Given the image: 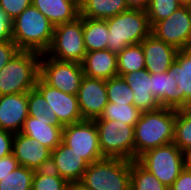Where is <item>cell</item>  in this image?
Segmentation results:
<instances>
[{
	"instance_id": "cell-43",
	"label": "cell",
	"mask_w": 191,
	"mask_h": 190,
	"mask_svg": "<svg viewBox=\"0 0 191 190\" xmlns=\"http://www.w3.org/2000/svg\"><path fill=\"white\" fill-rule=\"evenodd\" d=\"M181 6L191 7V0H177Z\"/></svg>"
},
{
	"instance_id": "cell-36",
	"label": "cell",
	"mask_w": 191,
	"mask_h": 190,
	"mask_svg": "<svg viewBox=\"0 0 191 190\" xmlns=\"http://www.w3.org/2000/svg\"><path fill=\"white\" fill-rule=\"evenodd\" d=\"M0 41H12V19L0 7Z\"/></svg>"
},
{
	"instance_id": "cell-34",
	"label": "cell",
	"mask_w": 191,
	"mask_h": 190,
	"mask_svg": "<svg viewBox=\"0 0 191 190\" xmlns=\"http://www.w3.org/2000/svg\"><path fill=\"white\" fill-rule=\"evenodd\" d=\"M31 4L32 0H0V7L12 20Z\"/></svg>"
},
{
	"instance_id": "cell-13",
	"label": "cell",
	"mask_w": 191,
	"mask_h": 190,
	"mask_svg": "<svg viewBox=\"0 0 191 190\" xmlns=\"http://www.w3.org/2000/svg\"><path fill=\"white\" fill-rule=\"evenodd\" d=\"M35 88L48 102V107L56 114V120L61 126L70 125L83 120L80 113L77 95L64 93L46 84L40 77Z\"/></svg>"
},
{
	"instance_id": "cell-23",
	"label": "cell",
	"mask_w": 191,
	"mask_h": 190,
	"mask_svg": "<svg viewBox=\"0 0 191 190\" xmlns=\"http://www.w3.org/2000/svg\"><path fill=\"white\" fill-rule=\"evenodd\" d=\"M128 9L125 0H82L79 16L105 20Z\"/></svg>"
},
{
	"instance_id": "cell-35",
	"label": "cell",
	"mask_w": 191,
	"mask_h": 190,
	"mask_svg": "<svg viewBox=\"0 0 191 190\" xmlns=\"http://www.w3.org/2000/svg\"><path fill=\"white\" fill-rule=\"evenodd\" d=\"M20 49L13 41H0V70L5 66Z\"/></svg>"
},
{
	"instance_id": "cell-42",
	"label": "cell",
	"mask_w": 191,
	"mask_h": 190,
	"mask_svg": "<svg viewBox=\"0 0 191 190\" xmlns=\"http://www.w3.org/2000/svg\"><path fill=\"white\" fill-rule=\"evenodd\" d=\"M66 190H90L80 181L77 182H68Z\"/></svg>"
},
{
	"instance_id": "cell-44",
	"label": "cell",
	"mask_w": 191,
	"mask_h": 190,
	"mask_svg": "<svg viewBox=\"0 0 191 190\" xmlns=\"http://www.w3.org/2000/svg\"><path fill=\"white\" fill-rule=\"evenodd\" d=\"M67 1L73 2L78 8H80L82 2V0H67Z\"/></svg>"
},
{
	"instance_id": "cell-28",
	"label": "cell",
	"mask_w": 191,
	"mask_h": 190,
	"mask_svg": "<svg viewBox=\"0 0 191 190\" xmlns=\"http://www.w3.org/2000/svg\"><path fill=\"white\" fill-rule=\"evenodd\" d=\"M35 171L18 166L0 181V190H31Z\"/></svg>"
},
{
	"instance_id": "cell-31",
	"label": "cell",
	"mask_w": 191,
	"mask_h": 190,
	"mask_svg": "<svg viewBox=\"0 0 191 190\" xmlns=\"http://www.w3.org/2000/svg\"><path fill=\"white\" fill-rule=\"evenodd\" d=\"M68 182L50 168L35 170L31 190H66Z\"/></svg>"
},
{
	"instance_id": "cell-2",
	"label": "cell",
	"mask_w": 191,
	"mask_h": 190,
	"mask_svg": "<svg viewBox=\"0 0 191 190\" xmlns=\"http://www.w3.org/2000/svg\"><path fill=\"white\" fill-rule=\"evenodd\" d=\"M175 118L172 108L141 112L134 127V160L147 150L173 142Z\"/></svg>"
},
{
	"instance_id": "cell-1",
	"label": "cell",
	"mask_w": 191,
	"mask_h": 190,
	"mask_svg": "<svg viewBox=\"0 0 191 190\" xmlns=\"http://www.w3.org/2000/svg\"><path fill=\"white\" fill-rule=\"evenodd\" d=\"M150 88L161 107L186 109L191 102V48L178 50L166 72L151 73Z\"/></svg>"
},
{
	"instance_id": "cell-27",
	"label": "cell",
	"mask_w": 191,
	"mask_h": 190,
	"mask_svg": "<svg viewBox=\"0 0 191 190\" xmlns=\"http://www.w3.org/2000/svg\"><path fill=\"white\" fill-rule=\"evenodd\" d=\"M140 114L134 105L108 102L101 116L95 120H114L135 127Z\"/></svg>"
},
{
	"instance_id": "cell-33",
	"label": "cell",
	"mask_w": 191,
	"mask_h": 190,
	"mask_svg": "<svg viewBox=\"0 0 191 190\" xmlns=\"http://www.w3.org/2000/svg\"><path fill=\"white\" fill-rule=\"evenodd\" d=\"M181 5L177 0H149L146 9L151 27L174 13Z\"/></svg>"
},
{
	"instance_id": "cell-5",
	"label": "cell",
	"mask_w": 191,
	"mask_h": 190,
	"mask_svg": "<svg viewBox=\"0 0 191 190\" xmlns=\"http://www.w3.org/2000/svg\"><path fill=\"white\" fill-rule=\"evenodd\" d=\"M41 54L19 51L0 70V95L27 93L35 88L40 76Z\"/></svg>"
},
{
	"instance_id": "cell-22",
	"label": "cell",
	"mask_w": 191,
	"mask_h": 190,
	"mask_svg": "<svg viewBox=\"0 0 191 190\" xmlns=\"http://www.w3.org/2000/svg\"><path fill=\"white\" fill-rule=\"evenodd\" d=\"M32 4L54 25L74 21L79 8L67 0H32Z\"/></svg>"
},
{
	"instance_id": "cell-45",
	"label": "cell",
	"mask_w": 191,
	"mask_h": 190,
	"mask_svg": "<svg viewBox=\"0 0 191 190\" xmlns=\"http://www.w3.org/2000/svg\"><path fill=\"white\" fill-rule=\"evenodd\" d=\"M186 110L191 114V102L189 103L188 107L186 108Z\"/></svg>"
},
{
	"instance_id": "cell-41",
	"label": "cell",
	"mask_w": 191,
	"mask_h": 190,
	"mask_svg": "<svg viewBox=\"0 0 191 190\" xmlns=\"http://www.w3.org/2000/svg\"><path fill=\"white\" fill-rule=\"evenodd\" d=\"M184 168L191 171V148L183 151Z\"/></svg>"
},
{
	"instance_id": "cell-10",
	"label": "cell",
	"mask_w": 191,
	"mask_h": 190,
	"mask_svg": "<svg viewBox=\"0 0 191 190\" xmlns=\"http://www.w3.org/2000/svg\"><path fill=\"white\" fill-rule=\"evenodd\" d=\"M40 58L42 59H40L39 77L53 88L67 94L77 95L84 77L82 64L56 60L46 53L41 54Z\"/></svg>"
},
{
	"instance_id": "cell-4",
	"label": "cell",
	"mask_w": 191,
	"mask_h": 190,
	"mask_svg": "<svg viewBox=\"0 0 191 190\" xmlns=\"http://www.w3.org/2000/svg\"><path fill=\"white\" fill-rule=\"evenodd\" d=\"M109 51L119 53L125 47L141 43L151 34V25L147 12L140 9H128L107 18Z\"/></svg>"
},
{
	"instance_id": "cell-17",
	"label": "cell",
	"mask_w": 191,
	"mask_h": 190,
	"mask_svg": "<svg viewBox=\"0 0 191 190\" xmlns=\"http://www.w3.org/2000/svg\"><path fill=\"white\" fill-rule=\"evenodd\" d=\"M28 116L27 93L0 95V129L19 133Z\"/></svg>"
},
{
	"instance_id": "cell-32",
	"label": "cell",
	"mask_w": 191,
	"mask_h": 190,
	"mask_svg": "<svg viewBox=\"0 0 191 190\" xmlns=\"http://www.w3.org/2000/svg\"><path fill=\"white\" fill-rule=\"evenodd\" d=\"M27 100L29 116L35 119L48 118L58 124L55 112L48 107V102L36 88L27 92Z\"/></svg>"
},
{
	"instance_id": "cell-9",
	"label": "cell",
	"mask_w": 191,
	"mask_h": 190,
	"mask_svg": "<svg viewBox=\"0 0 191 190\" xmlns=\"http://www.w3.org/2000/svg\"><path fill=\"white\" fill-rule=\"evenodd\" d=\"M100 151L107 158L134 160V127L114 120H94Z\"/></svg>"
},
{
	"instance_id": "cell-19",
	"label": "cell",
	"mask_w": 191,
	"mask_h": 190,
	"mask_svg": "<svg viewBox=\"0 0 191 190\" xmlns=\"http://www.w3.org/2000/svg\"><path fill=\"white\" fill-rule=\"evenodd\" d=\"M122 77L133 90V105L140 112L153 111L161 107L150 92L151 73L146 68L123 74Z\"/></svg>"
},
{
	"instance_id": "cell-3",
	"label": "cell",
	"mask_w": 191,
	"mask_h": 190,
	"mask_svg": "<svg viewBox=\"0 0 191 190\" xmlns=\"http://www.w3.org/2000/svg\"><path fill=\"white\" fill-rule=\"evenodd\" d=\"M54 25L33 4L12 20V41L20 51L44 54L51 46Z\"/></svg>"
},
{
	"instance_id": "cell-18",
	"label": "cell",
	"mask_w": 191,
	"mask_h": 190,
	"mask_svg": "<svg viewBox=\"0 0 191 190\" xmlns=\"http://www.w3.org/2000/svg\"><path fill=\"white\" fill-rule=\"evenodd\" d=\"M144 53L145 68L150 73L166 72L175 61L178 50L159 40L153 34L141 42Z\"/></svg>"
},
{
	"instance_id": "cell-8",
	"label": "cell",
	"mask_w": 191,
	"mask_h": 190,
	"mask_svg": "<svg viewBox=\"0 0 191 190\" xmlns=\"http://www.w3.org/2000/svg\"><path fill=\"white\" fill-rule=\"evenodd\" d=\"M136 160L168 188L184 169L183 152L173 142L147 150Z\"/></svg>"
},
{
	"instance_id": "cell-24",
	"label": "cell",
	"mask_w": 191,
	"mask_h": 190,
	"mask_svg": "<svg viewBox=\"0 0 191 190\" xmlns=\"http://www.w3.org/2000/svg\"><path fill=\"white\" fill-rule=\"evenodd\" d=\"M83 38L86 52L107 49L108 26L106 19L83 17Z\"/></svg>"
},
{
	"instance_id": "cell-39",
	"label": "cell",
	"mask_w": 191,
	"mask_h": 190,
	"mask_svg": "<svg viewBox=\"0 0 191 190\" xmlns=\"http://www.w3.org/2000/svg\"><path fill=\"white\" fill-rule=\"evenodd\" d=\"M18 166V160L14 157L13 154L2 157L0 159V181L3 179V177L15 170Z\"/></svg>"
},
{
	"instance_id": "cell-21",
	"label": "cell",
	"mask_w": 191,
	"mask_h": 190,
	"mask_svg": "<svg viewBox=\"0 0 191 190\" xmlns=\"http://www.w3.org/2000/svg\"><path fill=\"white\" fill-rule=\"evenodd\" d=\"M21 133L38 140L43 146L53 151L62 142L63 126L48 118L35 119L28 116Z\"/></svg>"
},
{
	"instance_id": "cell-20",
	"label": "cell",
	"mask_w": 191,
	"mask_h": 190,
	"mask_svg": "<svg viewBox=\"0 0 191 190\" xmlns=\"http://www.w3.org/2000/svg\"><path fill=\"white\" fill-rule=\"evenodd\" d=\"M82 67L84 76L108 80L118 76L117 53L108 49L87 52Z\"/></svg>"
},
{
	"instance_id": "cell-15",
	"label": "cell",
	"mask_w": 191,
	"mask_h": 190,
	"mask_svg": "<svg viewBox=\"0 0 191 190\" xmlns=\"http://www.w3.org/2000/svg\"><path fill=\"white\" fill-rule=\"evenodd\" d=\"M51 150L38 140L21 132L15 133L12 154L18 160L19 166L35 170L49 168Z\"/></svg>"
},
{
	"instance_id": "cell-11",
	"label": "cell",
	"mask_w": 191,
	"mask_h": 190,
	"mask_svg": "<svg viewBox=\"0 0 191 190\" xmlns=\"http://www.w3.org/2000/svg\"><path fill=\"white\" fill-rule=\"evenodd\" d=\"M62 141L88 163L105 158L100 151L98 130L94 120H82L63 126Z\"/></svg>"
},
{
	"instance_id": "cell-25",
	"label": "cell",
	"mask_w": 191,
	"mask_h": 190,
	"mask_svg": "<svg viewBox=\"0 0 191 190\" xmlns=\"http://www.w3.org/2000/svg\"><path fill=\"white\" fill-rule=\"evenodd\" d=\"M130 190H169L137 160L130 161Z\"/></svg>"
},
{
	"instance_id": "cell-16",
	"label": "cell",
	"mask_w": 191,
	"mask_h": 190,
	"mask_svg": "<svg viewBox=\"0 0 191 190\" xmlns=\"http://www.w3.org/2000/svg\"><path fill=\"white\" fill-rule=\"evenodd\" d=\"M88 163L63 141L51 152L49 168L67 182L81 181Z\"/></svg>"
},
{
	"instance_id": "cell-6",
	"label": "cell",
	"mask_w": 191,
	"mask_h": 190,
	"mask_svg": "<svg viewBox=\"0 0 191 190\" xmlns=\"http://www.w3.org/2000/svg\"><path fill=\"white\" fill-rule=\"evenodd\" d=\"M80 182L90 190H130V160L105 157L93 162Z\"/></svg>"
},
{
	"instance_id": "cell-7",
	"label": "cell",
	"mask_w": 191,
	"mask_h": 190,
	"mask_svg": "<svg viewBox=\"0 0 191 190\" xmlns=\"http://www.w3.org/2000/svg\"><path fill=\"white\" fill-rule=\"evenodd\" d=\"M86 53L82 16L54 27L53 40L46 52L49 57L82 64Z\"/></svg>"
},
{
	"instance_id": "cell-38",
	"label": "cell",
	"mask_w": 191,
	"mask_h": 190,
	"mask_svg": "<svg viewBox=\"0 0 191 190\" xmlns=\"http://www.w3.org/2000/svg\"><path fill=\"white\" fill-rule=\"evenodd\" d=\"M169 190H191V171L184 168Z\"/></svg>"
},
{
	"instance_id": "cell-40",
	"label": "cell",
	"mask_w": 191,
	"mask_h": 190,
	"mask_svg": "<svg viewBox=\"0 0 191 190\" xmlns=\"http://www.w3.org/2000/svg\"><path fill=\"white\" fill-rule=\"evenodd\" d=\"M129 9H140L146 11L149 0H125Z\"/></svg>"
},
{
	"instance_id": "cell-30",
	"label": "cell",
	"mask_w": 191,
	"mask_h": 190,
	"mask_svg": "<svg viewBox=\"0 0 191 190\" xmlns=\"http://www.w3.org/2000/svg\"><path fill=\"white\" fill-rule=\"evenodd\" d=\"M108 102L133 105V90L122 76L106 80Z\"/></svg>"
},
{
	"instance_id": "cell-14",
	"label": "cell",
	"mask_w": 191,
	"mask_h": 190,
	"mask_svg": "<svg viewBox=\"0 0 191 190\" xmlns=\"http://www.w3.org/2000/svg\"><path fill=\"white\" fill-rule=\"evenodd\" d=\"M77 100L83 120H95L101 116L108 103L106 80L84 76Z\"/></svg>"
},
{
	"instance_id": "cell-12",
	"label": "cell",
	"mask_w": 191,
	"mask_h": 190,
	"mask_svg": "<svg viewBox=\"0 0 191 190\" xmlns=\"http://www.w3.org/2000/svg\"><path fill=\"white\" fill-rule=\"evenodd\" d=\"M151 34L177 50L191 48V7L180 6L168 18L155 23Z\"/></svg>"
},
{
	"instance_id": "cell-26",
	"label": "cell",
	"mask_w": 191,
	"mask_h": 190,
	"mask_svg": "<svg viewBox=\"0 0 191 190\" xmlns=\"http://www.w3.org/2000/svg\"><path fill=\"white\" fill-rule=\"evenodd\" d=\"M144 68L145 60L141 43L129 45L117 53L118 76Z\"/></svg>"
},
{
	"instance_id": "cell-37",
	"label": "cell",
	"mask_w": 191,
	"mask_h": 190,
	"mask_svg": "<svg viewBox=\"0 0 191 190\" xmlns=\"http://www.w3.org/2000/svg\"><path fill=\"white\" fill-rule=\"evenodd\" d=\"M14 136V133L0 129V159L12 154Z\"/></svg>"
},
{
	"instance_id": "cell-29",
	"label": "cell",
	"mask_w": 191,
	"mask_h": 190,
	"mask_svg": "<svg viewBox=\"0 0 191 190\" xmlns=\"http://www.w3.org/2000/svg\"><path fill=\"white\" fill-rule=\"evenodd\" d=\"M173 143L182 152L191 148V114L186 109L176 110Z\"/></svg>"
}]
</instances>
